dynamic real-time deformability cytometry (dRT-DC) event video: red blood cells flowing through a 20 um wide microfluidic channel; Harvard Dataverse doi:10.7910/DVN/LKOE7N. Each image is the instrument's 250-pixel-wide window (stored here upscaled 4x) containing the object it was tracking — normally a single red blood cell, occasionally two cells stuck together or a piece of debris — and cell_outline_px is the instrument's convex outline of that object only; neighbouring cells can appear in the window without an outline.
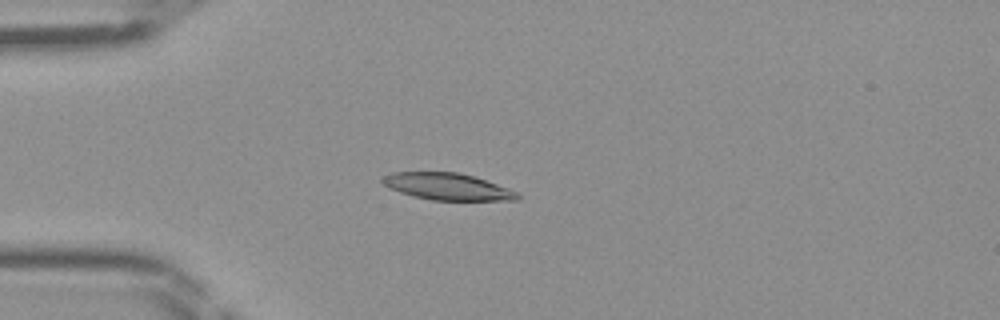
{"species": "Egyptian fruit bat (a non-hibernating species)", "species_latin": "Rousettus aegyptiacus", "temperature_condition": "room temperature", "stored_images_in_passage": 46, "camera_frame_rate_fps": 3000, "um_per_image_px": 0.085, "frame": {"image": 1, "passage_image": 12, "time_ms": 3.667, "image_size_px": [1000, 320], "cell_outline_px": [[520, 200], [432, 200], [400, 192], [388, 188], [380, 180], [384, 176], [392, 172], [456, 172], [472, 176], [508, 188], [516, 192], [520, 196]], "centroid_in_image_um": [38.01, 15.86], "position_along_channel_um": 47.0, "area_um2": 20.81}}
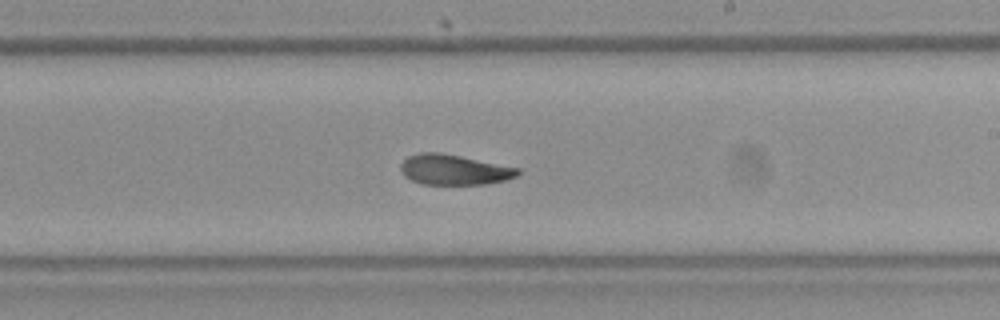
{"frame": {"image": 2, "passage_image": 27, "time_ms": 8.667, "image_size_px": [1000, 320], "cell_outline_px": [[520, 172], [516, 176], [504, 180], [484, 184], [424, 184], [412, 180], [404, 176], [400, 172], [400, 164], [408, 156], [420, 152], [440, 152], [520, 168]], "centroid_in_image_um": [38.56, 14.42], "position_along_channel_um": 250.4, "area_um2": 20.58}}
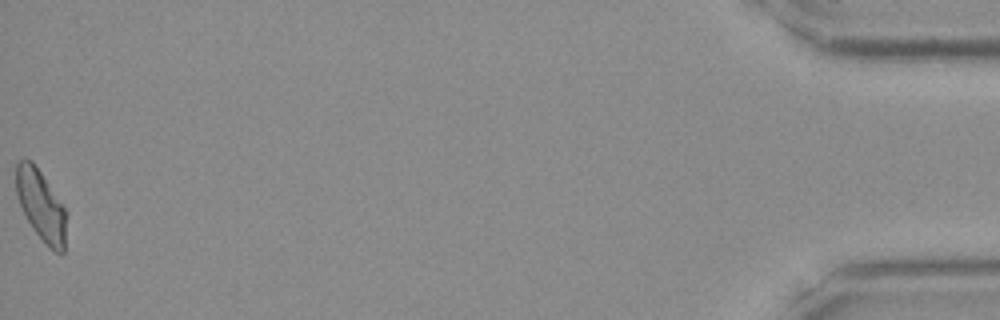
{"frame": {"image": 3, "passage_image": 46, "time_ms": 15.0, "image_size_px": [1000, 320], "cell_outline_px": [[68, 212], [64, 252], [56, 252], [32, 228], [16, 196], [16, 164], [24, 156], [32, 160]], "centroid_in_image_um": [3.5, 17.41], "position_along_channel_um": 431.7, "area_um2": 20.63}}